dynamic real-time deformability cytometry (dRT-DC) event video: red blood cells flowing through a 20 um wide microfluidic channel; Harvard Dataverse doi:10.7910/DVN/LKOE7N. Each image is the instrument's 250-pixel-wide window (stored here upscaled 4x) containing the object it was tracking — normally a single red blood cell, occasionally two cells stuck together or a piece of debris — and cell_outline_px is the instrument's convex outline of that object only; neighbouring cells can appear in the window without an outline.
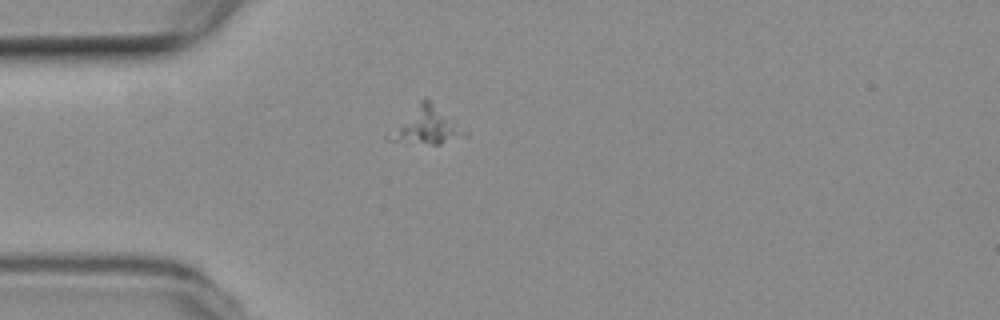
{"species": "common noctule bat (a hibernating species)", "species_latin": "Nyctalus noctula", "temperature_condition": "room temperature", "stored_images_in_passage": 11, "camera_frame_rate_fps": 3000, "um_per_image_px": 0.085, "animal": {"sex": "female", "body_mass_g": 19.3, "forearm_length_mm": 54.1}, "frame": {"image": 1, "passage_image": 4, "time_ms": 7.667, "image_size_px": [1000, 320], "cell_outline_px": [[468, 136], [440, 144], [432, 144], [384, 140], [384, 136], [420, 100], [428, 100], [468, 132]], "centroid_in_image_um": [36.21, 10.74], "position_along_channel_um": 48.8, "area_um2": 15.9}}
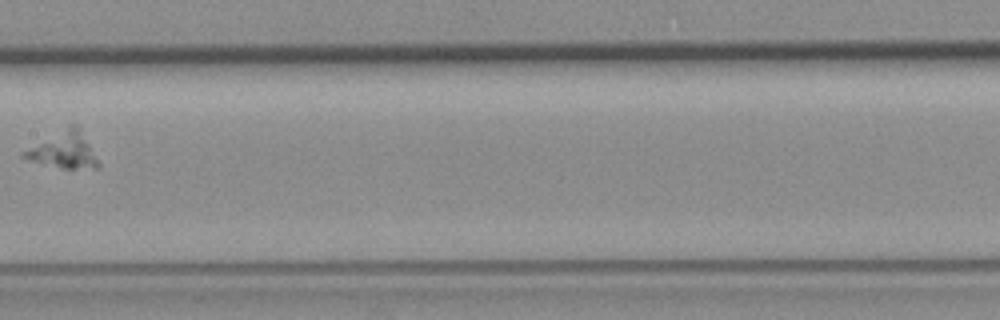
{"frame": {"image": 2, "passage_image": 8, "time_ms": 12.333, "image_size_px": [1000, 320], "cell_outline_px": [[100, 168], [64, 168], [32, 160], [20, 156], [20, 152], [68, 124], [76, 124], [100, 164]], "centroid_in_image_um": [5.39, 12.74], "position_along_channel_um": 202.0, "area_um2": 15.32}}
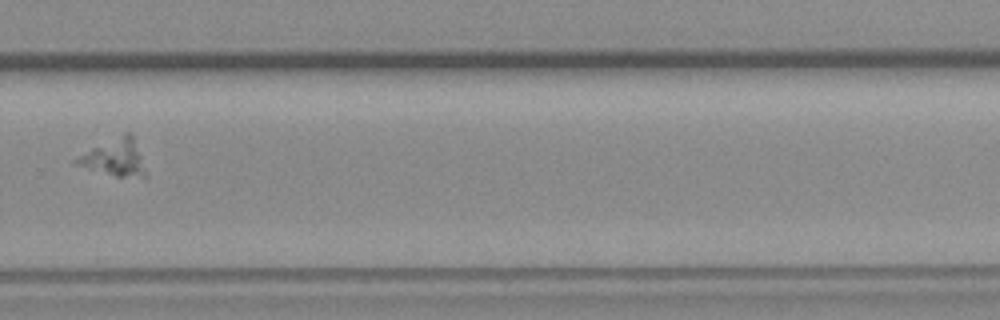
{"frame": {"image": 3, "passage_image": 11, "time_ms": 15.667, "image_size_px": [1000, 320], "cell_outline_px": [[148, 176], [144, 180], [116, 176], [72, 164], [72, 160], [92, 148], [124, 132], [132, 132]], "centroid_in_image_um": [9.79, 13.43], "position_along_channel_um": 320.0, "area_um2": 15.14}}